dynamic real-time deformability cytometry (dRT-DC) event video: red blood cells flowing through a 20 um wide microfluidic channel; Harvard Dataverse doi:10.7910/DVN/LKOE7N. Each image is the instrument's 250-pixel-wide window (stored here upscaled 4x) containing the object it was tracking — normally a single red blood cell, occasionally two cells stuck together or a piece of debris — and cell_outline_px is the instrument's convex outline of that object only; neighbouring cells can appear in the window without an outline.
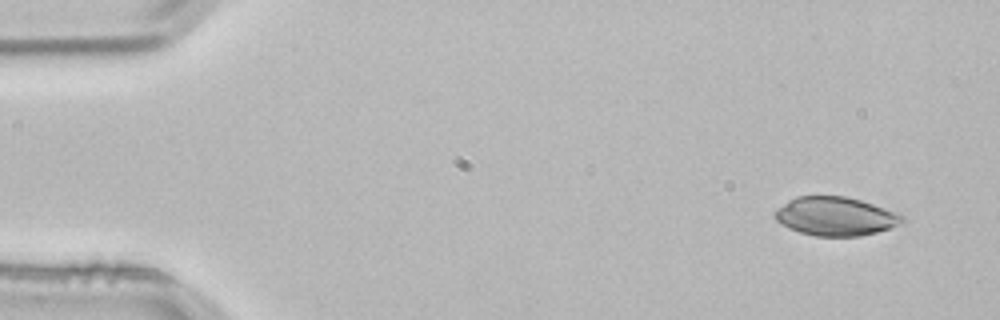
{"species": "common noctule bat (a hibernating species)", "species_latin": "Nyctalus noctula", "temperature_condition": "room temperature", "stored_images_in_passage": 3, "camera_frame_rate_fps": 3000, "um_per_image_px": 0.085, "animal": {"sex": "male", "body_mass_g": 21.5, "forearm_length_mm": 52.0}, "frame": {"image": 1, "passage_image": 1, "time_ms": 0.0, "image_size_px": [1000, 320], "cell_outline_px": [[908, 220], [904, 224], [876, 232], [860, 236], [816, 236], [800, 232], [788, 228], [780, 224], [772, 216], [772, 212], [776, 208], [788, 200], [796, 196], [844, 196], [860, 200], [900, 212]], "centroid_in_image_um": [71.04, 18.38], "position_along_channel_um": 14.0, "area_um2": 29.3}}
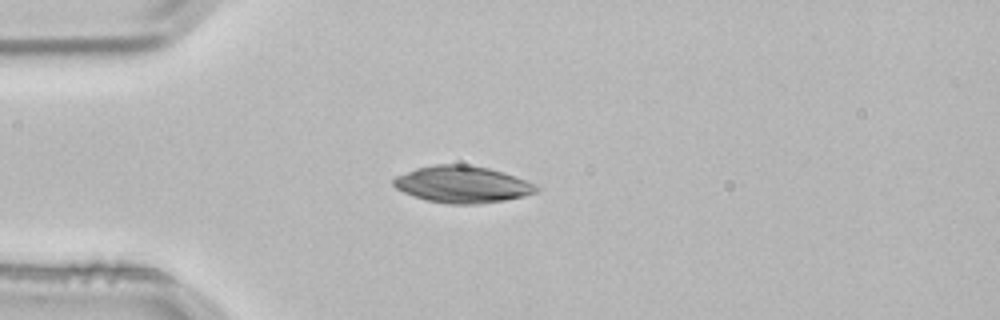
{"frame": {"image": 2, "passage_image": 3, "time_ms": 0.667, "image_size_px": [1000, 320], "cell_outline_px": [[540, 188], [536, 192], [524, 196], [504, 200], [480, 204], [448, 204], [428, 200], [412, 196], [396, 188], [392, 184], [392, 180], [396, 176], [416, 168], [436, 164], [464, 164], [488, 168], [504, 172], [516, 176], [536, 184]], "centroid_in_image_um": [39.31, 15.67], "position_along_channel_um": 45.7, "area_um2": 30.69}}